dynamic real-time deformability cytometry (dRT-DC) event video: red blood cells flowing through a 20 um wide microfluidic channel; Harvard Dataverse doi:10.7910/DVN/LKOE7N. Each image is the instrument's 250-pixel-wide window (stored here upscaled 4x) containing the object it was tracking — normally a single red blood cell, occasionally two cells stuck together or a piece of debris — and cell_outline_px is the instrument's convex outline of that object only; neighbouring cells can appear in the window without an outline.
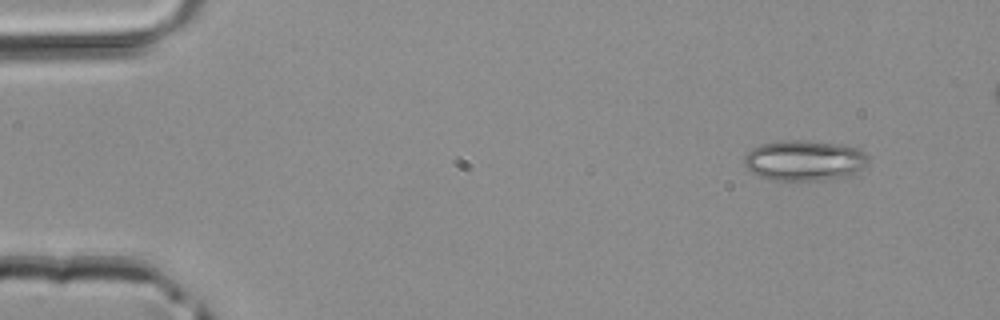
{"species": "common noctule bat (a hibernating species)", "species_latin": "Nyctalus noctula", "temperature_condition": "room temperature", "stored_images_in_passage": 4, "camera_frame_rate_fps": 3000, "um_per_image_px": 0.085, "animal": {"sex": "male", "body_mass_g": 20.4}, "frame": {"image": 1, "passage_image": 1, "time_ms": 0.0, "image_size_px": [1000, 320], "cell_outline_px": [[868, 160], [856, 172], [848, 176], [824, 180], [772, 180], [760, 176], [752, 172], [744, 164], [744, 156], [752, 148], [764, 144], [780, 140], [804, 140], [844, 144], [860, 148], [868, 156]], "centroid_in_image_um": [68.38, 13.62], "position_along_channel_um": 16.6, "area_um2": 29.3}}
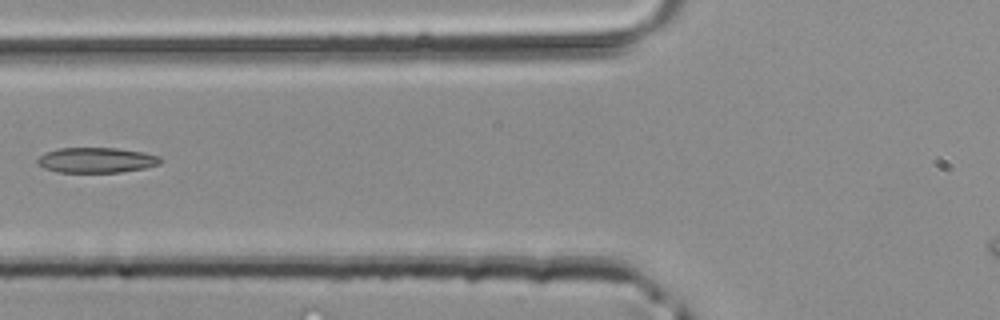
{"frame": {"image": 2, "passage_image": 4, "time_ms": 1.0, "image_size_px": [1000, 320], "cell_outline_px": [[164, 160], [160, 164], [144, 168], [120, 172], [56, 172], [44, 168], [36, 160], [44, 152], [60, 148], [116, 148], [144, 152], [160, 156]], "centroid_in_image_um": [8.22, 13.61], "position_along_channel_um": 117.6, "area_um2": 18.15}}